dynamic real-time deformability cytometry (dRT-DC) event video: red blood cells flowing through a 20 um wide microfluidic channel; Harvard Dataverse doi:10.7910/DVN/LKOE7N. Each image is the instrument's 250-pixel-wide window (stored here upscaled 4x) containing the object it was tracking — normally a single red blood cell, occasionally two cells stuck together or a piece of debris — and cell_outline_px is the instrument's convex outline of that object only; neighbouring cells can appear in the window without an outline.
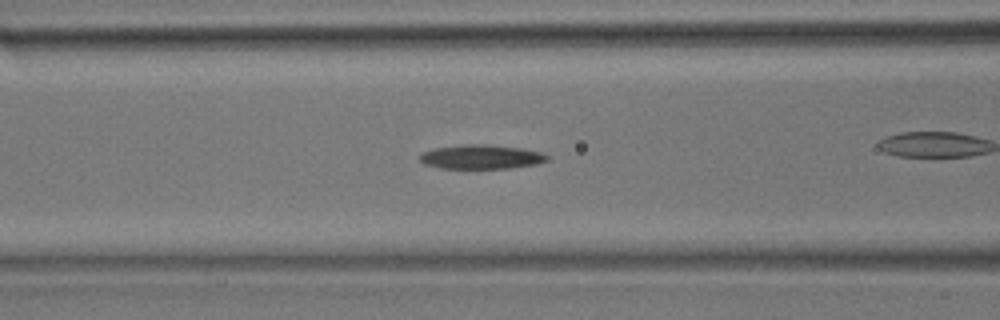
{"species": "common noctule bat (a hibernating species)", "species_latin": "Nyctalus noctula", "temperature_condition": "room temperature", "stored_images_in_passage": 37, "camera_frame_rate_fps": 3000, "um_per_image_px": 0.085, "animal": {"sex": "male", "body_mass_g": 17.9}, "frame": {"image": 1, "passage_image": 11, "time_ms": 3.333, "image_size_px": [1000, 320], "cell_outline_px": [[548, 160], [536, 164], [508, 168], [440, 168], [424, 164], [416, 156], [420, 152], [436, 148], [464, 144], [488, 144], [520, 148], [540, 152], [548, 156]], "centroid_in_image_um": [40.84, 13.33], "position_along_channel_um": 125.8, "area_um2": 17.98}}